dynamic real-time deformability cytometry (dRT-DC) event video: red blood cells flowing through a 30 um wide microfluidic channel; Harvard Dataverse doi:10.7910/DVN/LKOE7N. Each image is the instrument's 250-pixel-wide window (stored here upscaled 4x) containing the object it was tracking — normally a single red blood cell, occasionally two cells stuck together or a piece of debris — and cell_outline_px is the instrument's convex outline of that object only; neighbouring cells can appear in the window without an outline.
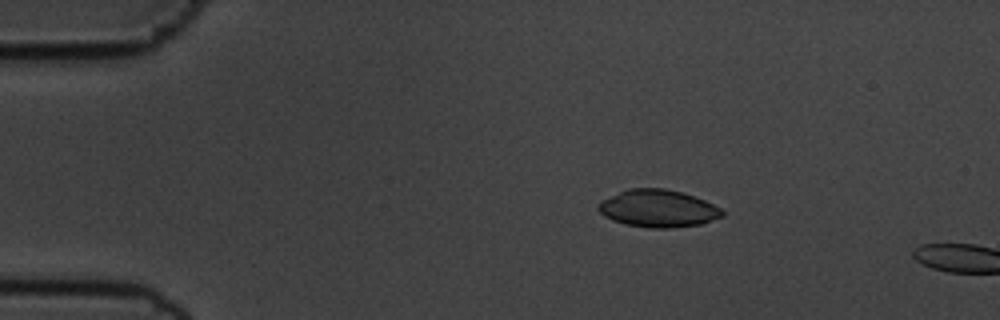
{"species": "common noctule bat (a hibernating species)", "species_latin": "Nyctalus noctula", "temperature_condition": "cold", "stored_images_in_passage": 12, "camera_frame_rate_fps": 3000, "um_per_image_px": 0.085, "animal": {"sex": "male", "body_mass_g": 19.5, "forearm_length_mm": 54.6}, "frame": {"image": 1, "passage_image": 9, "time_ms": 2.667, "image_size_px": [1000, 320], "cell_outline_px": [[724, 216], [700, 224], [672, 228], [648, 228], [624, 224], [612, 220], [604, 216], [596, 208], [596, 204], [600, 200], [628, 188], [664, 188], [680, 192], [704, 200], [720, 208], [724, 212]], "centroid_in_image_um": [55.88, 17.72], "position_along_channel_um": 29.1, "area_um2": 27.11}}